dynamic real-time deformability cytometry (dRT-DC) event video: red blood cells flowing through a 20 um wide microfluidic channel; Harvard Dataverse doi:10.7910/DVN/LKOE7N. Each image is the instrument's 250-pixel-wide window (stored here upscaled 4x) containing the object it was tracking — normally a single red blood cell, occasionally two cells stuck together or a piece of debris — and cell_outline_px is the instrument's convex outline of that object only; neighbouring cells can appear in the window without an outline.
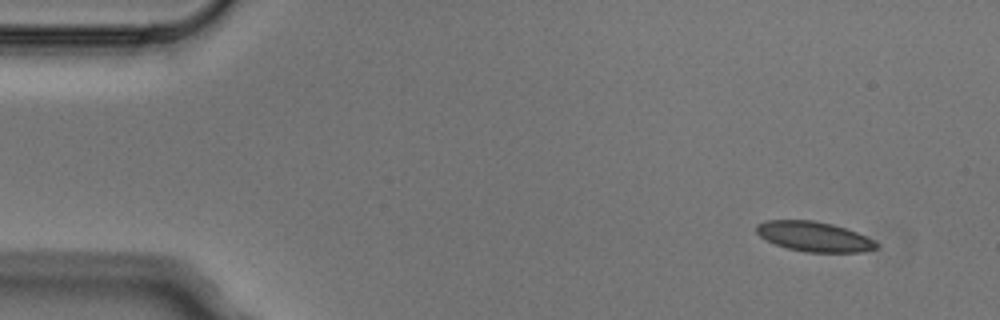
{"species": "Egyptian fruit bat (a non-hibernating species)", "species_latin": "Rousettus aegyptiacus", "temperature_condition": "cold", "stored_images_in_passage": 4, "camera_frame_rate_fps": 3000, "um_per_image_px": 0.085, "animal": {"sex": "male"}, "frame": {"image": 1, "passage_image": 1, "time_ms": 0.0, "image_size_px": [1000, 320], "cell_outline_px": [[880, 244], [876, 248], [864, 252], [804, 252], [788, 248], [776, 244], [760, 236], [756, 232], [756, 224], [764, 220], [812, 220], [832, 224], [856, 232]], "centroid_in_image_um": [69.17, 20.1], "position_along_channel_um": 15.8, "area_um2": 20.75}}
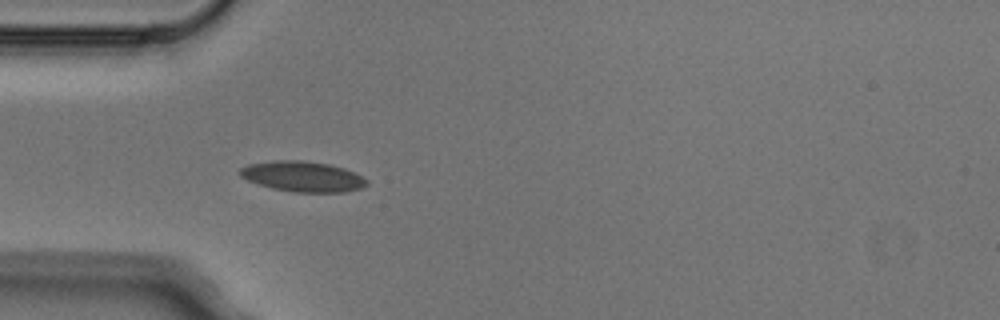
{"frame": {"image": 2, "passage_image": 4, "time_ms": 1.0, "image_size_px": [1000, 320], "cell_outline_px": [[368, 184], [360, 188], [344, 192], [292, 192], [272, 188], [256, 184], [240, 176], [240, 168], [248, 164], [276, 160], [304, 160], [328, 164], [344, 168], [368, 180]], "centroid_in_image_um": [25.7, 15.0], "position_along_channel_um": 59.3, "area_um2": 22.43}}